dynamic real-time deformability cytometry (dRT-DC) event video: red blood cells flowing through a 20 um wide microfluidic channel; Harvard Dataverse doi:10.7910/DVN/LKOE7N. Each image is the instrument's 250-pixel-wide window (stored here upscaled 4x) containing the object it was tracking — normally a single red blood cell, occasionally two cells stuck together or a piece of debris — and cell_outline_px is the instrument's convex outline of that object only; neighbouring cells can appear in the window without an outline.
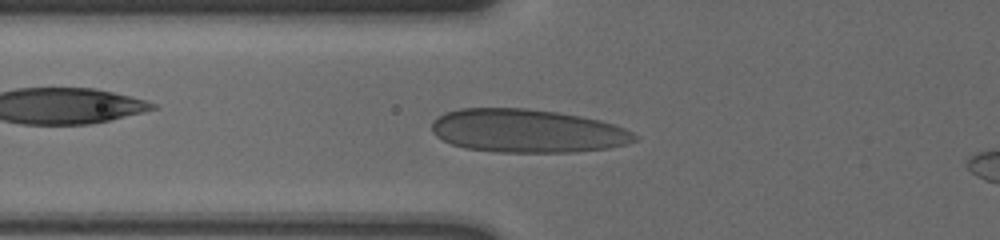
{"species": "human", "species_latin": "Homo sapiens", "temperature_condition": "cold", "stored_images_in_passage": 47, "camera_frame_rate_fps": 3000, "um_per_image_px": 0.085, "donor": {"sex": "male"}, "frame": {"image": 1, "passage_image": 13, "time_ms": 4.0, "image_size_px": [1000, 240], "cell_outline_px": [[640, 136], [636, 140], [628, 144], [608, 148], [576, 152], [496, 152], [468, 148], [452, 144], [436, 136], [432, 132], [432, 120], [444, 112], [460, 108], [528, 108], [556, 112], [580, 116], [600, 120], [616, 124]], "centroid_in_image_um": [44.83, 11.12], "position_along_channel_um": 81.0, "area_um2": 51.56}}
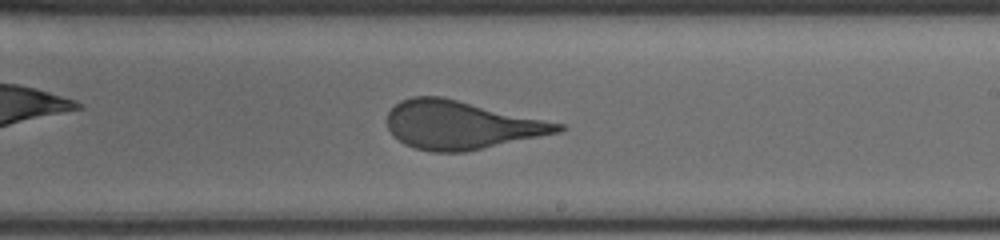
{"frame": {"image": 2, "passage_image": 27, "time_ms": 8.667, "image_size_px": [1000, 240], "cell_outline_px": [[568, 128], [560, 132], [464, 152], [432, 152], [416, 148], [404, 144], [388, 128], [388, 112], [400, 100], [412, 96], [444, 96], [564, 124]], "centroid_in_image_um": [39.21, 10.61], "position_along_channel_um": 249.8, "area_um2": 47.97}}
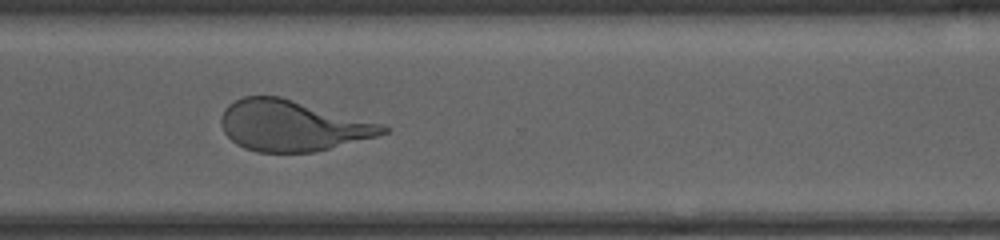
{"frame": {"image": 3, "passage_image": 35, "time_ms": 11.333, "image_size_px": [1000, 240], "cell_outline_px": [[392, 128], [388, 132], [376, 136], [312, 152], [256, 152], [244, 148], [236, 144], [224, 132], [220, 124], [220, 116], [224, 108], [228, 104], [244, 96], [280, 96], [380, 124]], "centroid_in_image_um": [24.77, 10.68], "position_along_channel_um": 345.8, "area_um2": 47.34}}